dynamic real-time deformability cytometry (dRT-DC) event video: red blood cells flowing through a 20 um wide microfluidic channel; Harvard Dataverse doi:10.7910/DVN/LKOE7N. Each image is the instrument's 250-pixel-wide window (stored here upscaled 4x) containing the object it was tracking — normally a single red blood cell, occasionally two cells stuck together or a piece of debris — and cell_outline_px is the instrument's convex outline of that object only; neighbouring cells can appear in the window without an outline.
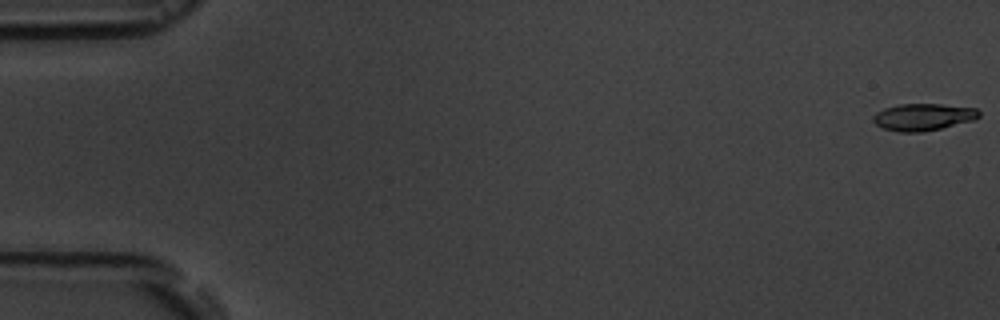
{"species": "common noctule bat (a hibernating species)", "species_latin": "Nyctalus noctula", "temperature_condition": "room temperature", "stored_images_in_passage": 7, "camera_frame_rate_fps": 3000, "um_per_image_px": 0.085, "animal": {"sex": "male", "body_mass_g": 19.5, "forearm_length_mm": 54.6}, "frame": {"image": 1, "passage_image": 1, "time_ms": 0.0, "image_size_px": [1000, 320], "cell_outline_px": [[980, 116], [972, 120], [940, 128], [920, 132], [900, 132], [884, 128], [876, 124], [872, 120], [872, 116], [876, 112], [884, 108], [900, 104], [940, 104], [976, 108], [980, 112]], "centroid_in_image_um": [78.44, 9.93], "position_along_channel_um": 6.6, "area_um2": 16.47}}
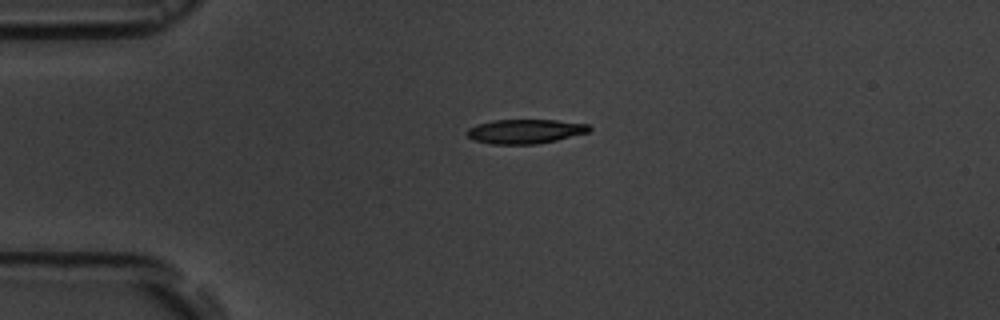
{"frame": {"image": 2, "passage_image": 5, "time_ms": 4.333, "image_size_px": [1000, 320], "cell_outline_px": [[592, 128], [588, 132], [556, 140], [536, 144], [492, 144], [476, 140], [468, 136], [464, 132], [468, 128], [476, 124], [496, 120], [556, 120], [588, 124]], "centroid_in_image_um": [44.62, 11.16], "position_along_channel_um": 40.4, "area_um2": 17.22}}
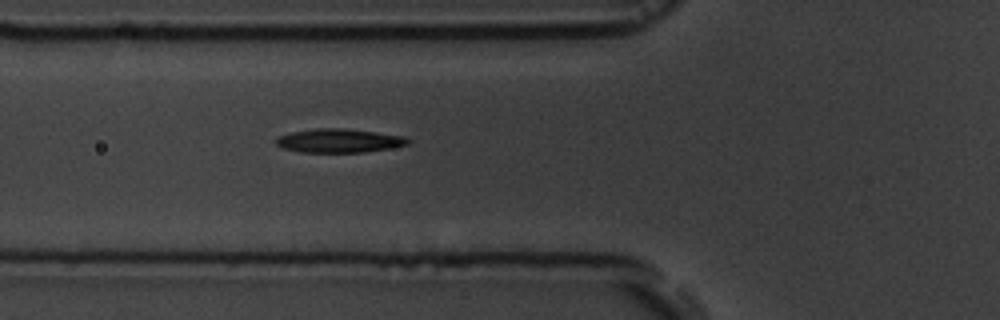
{"frame": {"image": 3, "passage_image": 7, "time_ms": 6.667, "image_size_px": [1000, 320], "cell_outline_px": [[412, 140], [408, 144], [388, 148], [364, 152], [300, 152], [284, 148], [276, 144], [276, 140], [280, 136], [292, 132], [316, 128], [344, 128], [376, 132], [404, 136]], "centroid_in_image_um": [28.84, 11.95], "position_along_channel_um": 97.0, "area_um2": 18.09}}